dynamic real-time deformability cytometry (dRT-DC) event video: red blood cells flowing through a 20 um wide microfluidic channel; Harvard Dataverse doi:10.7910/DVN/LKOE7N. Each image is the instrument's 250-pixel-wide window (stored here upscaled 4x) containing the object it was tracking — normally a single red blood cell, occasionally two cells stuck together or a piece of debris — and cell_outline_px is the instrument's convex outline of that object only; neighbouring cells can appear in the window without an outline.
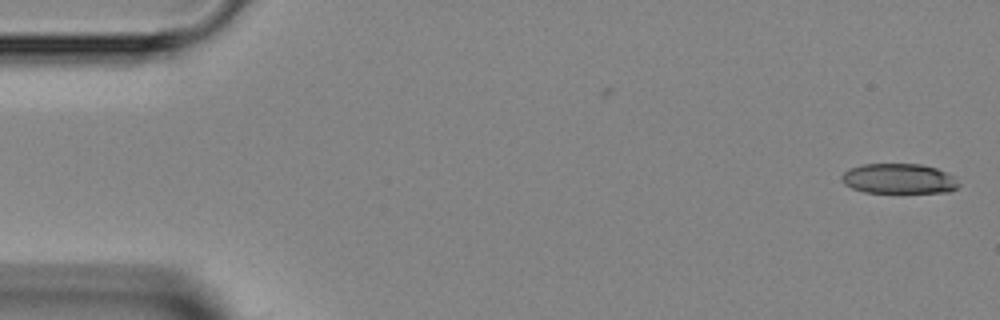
{"species": "Egyptian fruit bat (a non-hibernating species)", "species_latin": "Rousettus aegyptiacus", "temperature_condition": "room temperature", "stored_images_in_passage": 2, "camera_frame_rate_fps": 3000, "um_per_image_px": 0.085, "animal": {"sex": "female"}, "frame": {"image": 1, "passage_image": 2, "time_ms": 0.333, "image_size_px": [1000, 320], "cell_outline_px": [[960, 184], [956, 188], [948, 192], [864, 192], [852, 188], [844, 184], [840, 180], [840, 176], [848, 168], [864, 164], [920, 164], [936, 168], [948, 172], [956, 176]], "centroid_in_image_um": [76.41, 15.18], "position_along_channel_um": 8.6, "area_um2": 20.69}}